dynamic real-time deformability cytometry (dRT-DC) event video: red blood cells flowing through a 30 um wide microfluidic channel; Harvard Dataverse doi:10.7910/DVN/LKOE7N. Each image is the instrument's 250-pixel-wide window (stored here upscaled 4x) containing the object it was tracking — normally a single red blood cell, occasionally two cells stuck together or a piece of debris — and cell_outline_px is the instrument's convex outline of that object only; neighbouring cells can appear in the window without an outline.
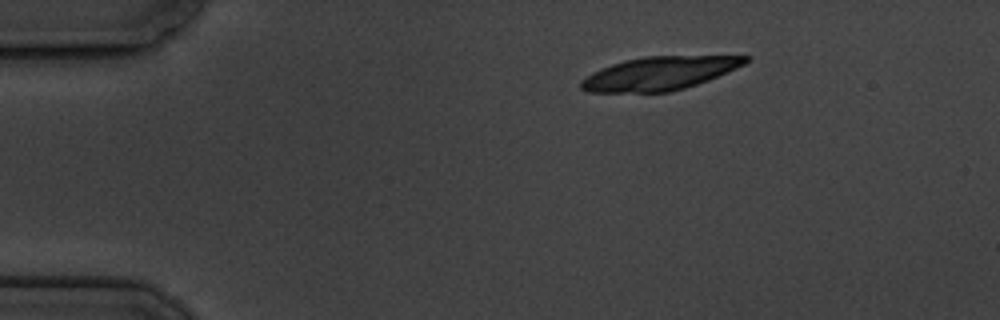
{"species": "common noctule bat (a hibernating species)", "species_latin": "Nyctalus noctula", "temperature_condition": "cold", "stored_images_in_passage": 6, "segment_of_instrument_passage": [2, 2], "camera_frame_rate_fps": 3000, "um_per_image_px": 0.085, "animal": {"sex": "male", "body_mass_g": 19.5, "forearm_length_mm": 54.6}, "frame": {"image": 1, "passage_image": 6, "time_ms": 6.667, "image_size_px": [1000, 320], "cell_outline_px": [[752, 56], [744, 64], [736, 68], [708, 80], [684, 88], [668, 92], [588, 92], [580, 88], [580, 80], [592, 72], [600, 68], [624, 60], [644, 56]], "centroid_in_image_um": [56.0, 6.23], "position_along_channel_um": 29.0, "area_um2": 31.79}}